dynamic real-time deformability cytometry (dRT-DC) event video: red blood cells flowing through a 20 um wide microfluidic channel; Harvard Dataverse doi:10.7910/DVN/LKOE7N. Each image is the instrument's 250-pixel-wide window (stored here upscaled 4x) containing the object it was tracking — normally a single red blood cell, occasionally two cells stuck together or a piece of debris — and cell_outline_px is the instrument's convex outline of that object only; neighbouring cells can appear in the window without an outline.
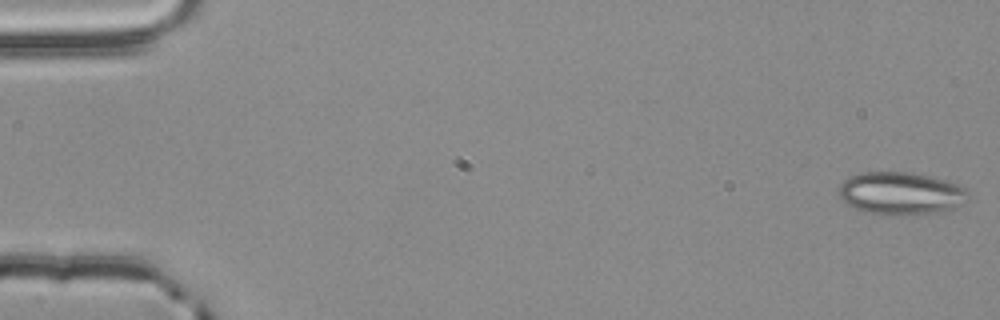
{"species": "common noctule bat (a hibernating species)", "species_latin": "Nyctalus noctula", "temperature_condition": "room temperature", "stored_images_in_passage": 55, "camera_frame_rate_fps": 3000, "um_per_image_px": 0.085, "animal": {"sex": "male", "body_mass_g": 20.4}, "frame": {"image": 1, "passage_image": 1, "time_ms": 0.0, "image_size_px": [1000, 320], "cell_outline_px": [[968, 196], [964, 204], [952, 208], [936, 212], [864, 212], [848, 204], [840, 196], [840, 184], [848, 176], [860, 172], [908, 172], [928, 176], [944, 180], [956, 184], [964, 188], [968, 192]], "centroid_in_image_um": [76.56, 16.38], "position_along_channel_um": 8.4, "area_um2": 30.92}}
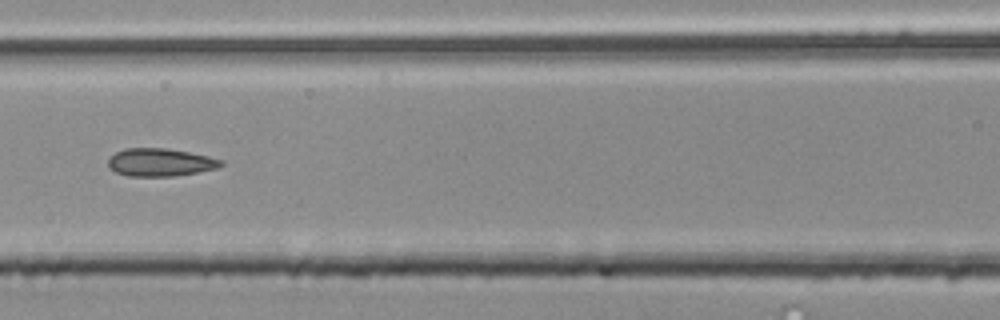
{"frame": {"image": 2, "passage_image": 25, "time_ms": 8.0, "image_size_px": [1000, 320], "cell_outline_px": [[224, 164], [220, 168], [172, 176], [128, 176], [116, 172], [108, 164], [108, 156], [124, 148], [164, 148], [188, 152], [208, 156], [224, 160]], "centroid_in_image_um": [13.63, 13.79], "position_along_channel_um": 153.0, "area_um2": 18.32}}
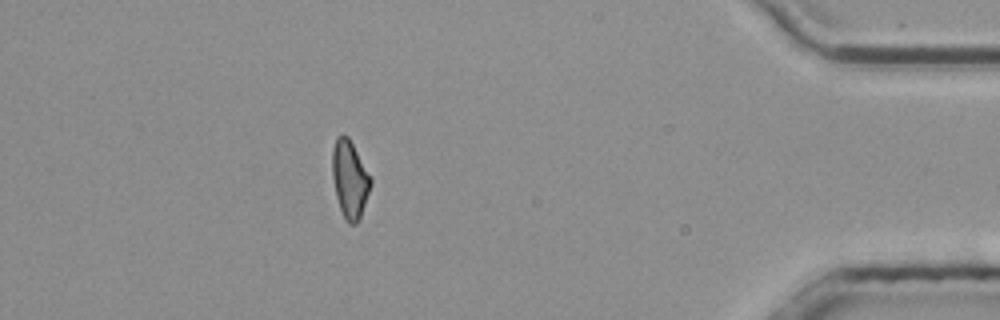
{"frame": {"image": 3, "passage_image": 49, "time_ms": 16.0, "image_size_px": [1000, 320], "cell_outline_px": [[372, 184], [360, 216], [356, 224], [348, 224], [344, 220], [336, 196], [332, 176], [332, 148], [336, 136], [340, 132], [344, 132], [348, 136], [372, 180]], "centroid_in_image_um": [29.7, 15.2], "position_along_channel_um": 405.5, "area_um2": 17.4}, "authors_computed_cell_mechanics": {"area_um2": 18.1492, "velocity_mm_per_s": 3.7925, "shape_relaxation_time_tau1_ms": null, "shape_relaxation_time_tau2_ms": 2.2979, "deformation_change_tau1": null, "deformation_change_tau2": 0.1021}}